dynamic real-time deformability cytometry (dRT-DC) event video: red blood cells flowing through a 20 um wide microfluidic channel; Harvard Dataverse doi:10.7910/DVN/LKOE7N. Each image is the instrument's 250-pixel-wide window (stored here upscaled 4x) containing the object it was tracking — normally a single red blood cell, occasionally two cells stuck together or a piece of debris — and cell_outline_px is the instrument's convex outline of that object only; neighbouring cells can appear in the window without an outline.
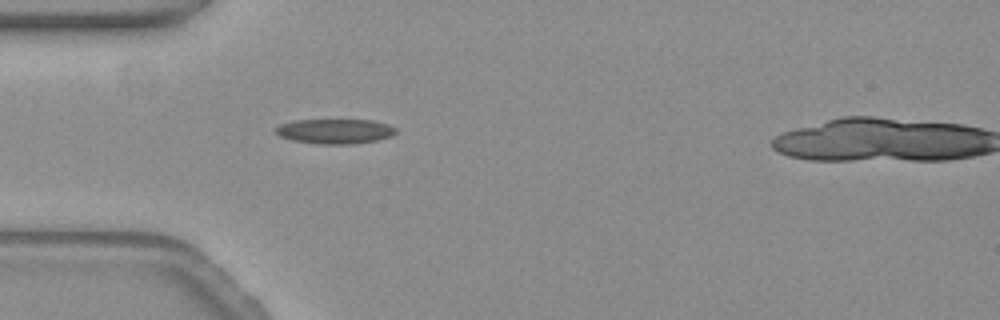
{"species": "common noctule bat (a hibernating species)", "species_latin": "Nyctalus noctula", "temperature_condition": "warm", "stored_images_in_passage": 3, "camera_frame_rate_fps": 3000, "um_per_image_px": 0.085, "animal": {"sex": "female", "body_mass_g": 19.3, "forearm_length_mm": 54.1}, "frame": {"image": 1, "passage_image": 1, "time_ms": 0.0, "image_size_px": [1000, 320], "cell_outline_px": [[396, 132], [388, 136], [376, 140], [348, 144], [320, 144], [292, 140], [280, 136], [276, 132], [276, 128], [280, 124], [296, 120], [372, 120], [388, 124], [396, 128]], "centroid_in_image_um": [28.46, 11.15], "position_along_channel_um": 56.5, "area_um2": 17.11}}